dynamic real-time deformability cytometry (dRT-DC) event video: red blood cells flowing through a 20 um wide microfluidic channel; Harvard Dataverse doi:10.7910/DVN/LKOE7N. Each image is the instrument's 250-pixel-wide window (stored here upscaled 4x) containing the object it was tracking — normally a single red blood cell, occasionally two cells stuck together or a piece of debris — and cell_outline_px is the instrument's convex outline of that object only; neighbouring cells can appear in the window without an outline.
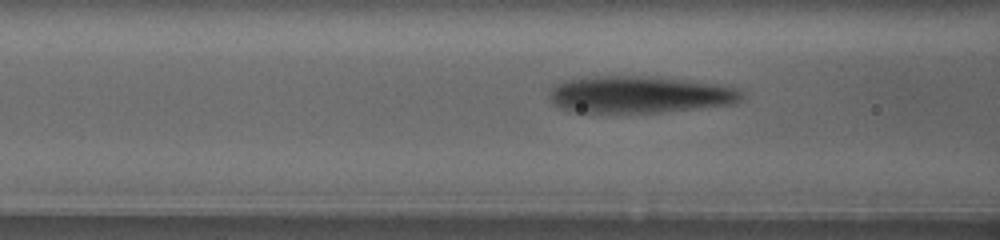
{"species": "human", "species_latin": "Homo sapiens", "temperature_condition": "warm", "stored_images_in_passage": 13, "camera_frame_rate_fps": 3000, "um_per_image_px": 0.085, "donor": {"sex": "female"}, "frame": {"image": 1, "passage_image": 6, "time_ms": 2.0, "image_size_px": [1000, 240], "cell_outline_px": [[740, 100], [732, 104], [660, 112], [576, 112], [560, 108], [552, 104], [548, 96], [548, 92], [556, 84], [564, 80], [596, 76], [628, 76], [680, 80], [716, 84], [736, 88], [740, 92]], "centroid_in_image_um": [54.24, 8.05], "position_along_channel_um": 112.4, "area_um2": 40.69}}
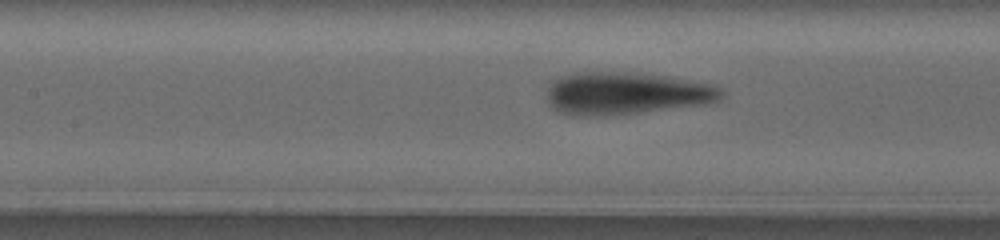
{"frame": {"image": 2, "passage_image": 10, "time_ms": 3.667, "image_size_px": [1000, 240], "cell_outline_px": [[724, 96], [720, 100], [708, 104], [640, 112], [604, 116], [572, 116], [560, 112], [552, 108], [548, 100], [548, 88], [560, 76], [572, 72], [608, 72], [664, 76], [716, 84], [724, 92]], "centroid_in_image_um": [53.25, 7.95], "position_along_channel_um": 154.2, "area_um2": 43.12}}